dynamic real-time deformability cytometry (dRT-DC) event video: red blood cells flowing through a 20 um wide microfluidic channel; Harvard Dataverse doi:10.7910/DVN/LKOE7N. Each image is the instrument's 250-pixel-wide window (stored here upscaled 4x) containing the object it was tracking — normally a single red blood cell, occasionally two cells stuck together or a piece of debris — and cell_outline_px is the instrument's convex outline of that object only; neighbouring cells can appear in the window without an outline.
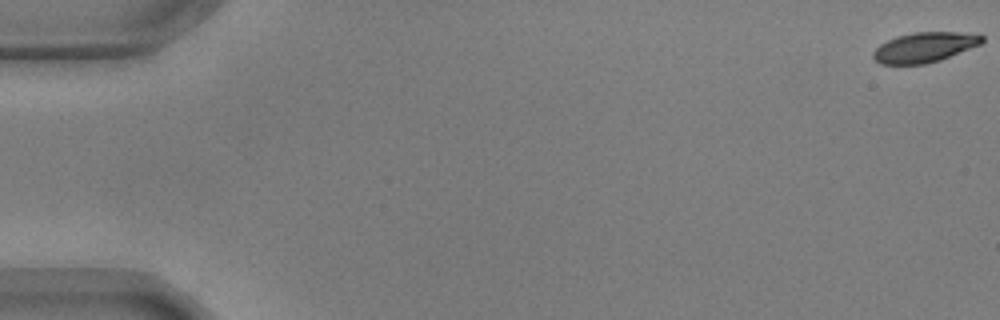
{"species": "common noctule bat (a hibernating species)", "species_latin": "Nyctalus noctula", "temperature_condition": "warm", "stored_images_in_passage": 18, "camera_frame_rate_fps": 3000, "um_per_image_px": 0.085, "animal": {"sex": "male", "body_mass_g": 17.9, "forearm_length_mm": 54.2}, "frame": {"image": 1, "passage_image": 1, "time_ms": 0.0, "image_size_px": [1000, 320], "cell_outline_px": [[984, 40], [980, 44], [940, 60], [924, 64], [880, 64], [872, 56], [872, 52], [880, 44], [896, 36], [916, 32], [980, 32], [984, 36]], "centroid_in_image_um": [78.62, 4.0], "position_along_channel_um": 6.4, "area_um2": 19.13}}
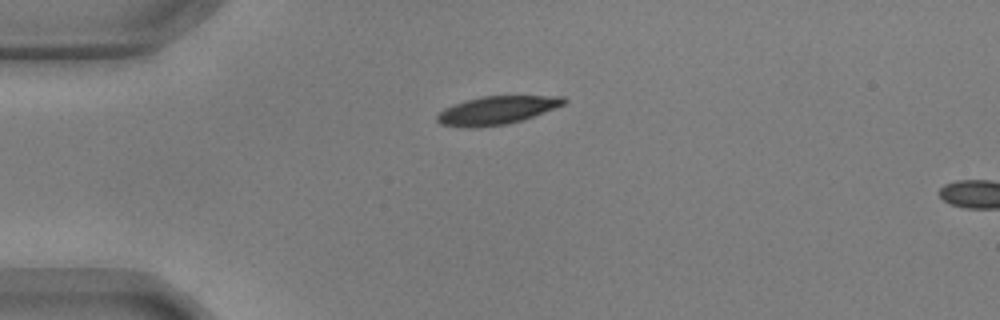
{"frame": {"image": 2, "passage_image": 15, "time_ms": 4.667, "image_size_px": [1000, 320], "cell_outline_px": [[568, 100], [564, 104], [556, 108], [524, 120], [508, 124], [476, 128], [460, 128], [440, 124], [436, 120], [436, 116], [444, 108], [452, 104], [464, 100], [484, 96], [564, 96]], "centroid_in_image_um": [42.21, 9.39], "position_along_channel_um": 42.8, "area_um2": 21.27}}